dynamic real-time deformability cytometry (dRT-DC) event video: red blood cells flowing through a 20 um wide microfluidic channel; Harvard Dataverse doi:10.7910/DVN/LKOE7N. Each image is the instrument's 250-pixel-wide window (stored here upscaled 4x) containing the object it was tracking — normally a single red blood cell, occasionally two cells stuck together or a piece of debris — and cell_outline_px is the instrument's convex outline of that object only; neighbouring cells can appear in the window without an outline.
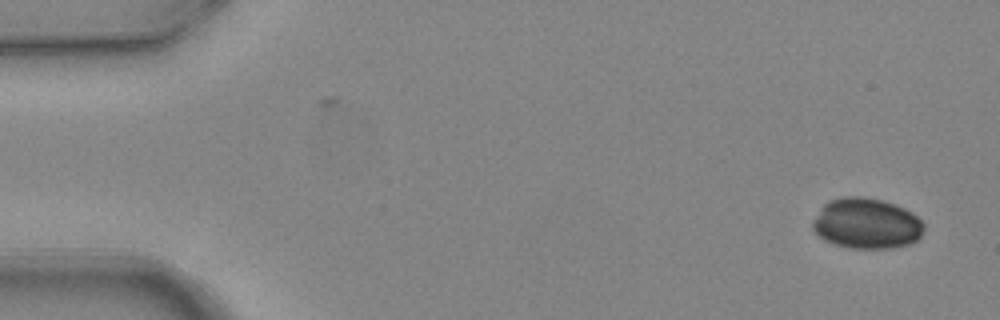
{"species": "common noctule bat (a hibernating species)", "species_latin": "Nyctalus noctula", "temperature_condition": "warm", "stored_images_in_passage": 3, "camera_frame_rate_fps": 3000, "um_per_image_px": 0.085, "animal": {"sex": "female", "body_mass_g": 24.6, "forearm_length_mm": 56.2}, "frame": {"image": 1, "passage_image": 3, "time_ms": 0.667, "image_size_px": [1000, 320], "cell_outline_px": [[924, 228], [920, 236], [916, 240], [908, 244], [892, 248], [852, 248], [836, 244], [824, 240], [812, 228], [812, 220], [824, 204], [828, 200], [844, 196], [860, 196], [880, 200], [904, 208], [912, 212], [924, 224]], "centroid_in_image_um": [73.64, 18.99], "position_along_channel_um": 11.4, "area_um2": 32.6}}